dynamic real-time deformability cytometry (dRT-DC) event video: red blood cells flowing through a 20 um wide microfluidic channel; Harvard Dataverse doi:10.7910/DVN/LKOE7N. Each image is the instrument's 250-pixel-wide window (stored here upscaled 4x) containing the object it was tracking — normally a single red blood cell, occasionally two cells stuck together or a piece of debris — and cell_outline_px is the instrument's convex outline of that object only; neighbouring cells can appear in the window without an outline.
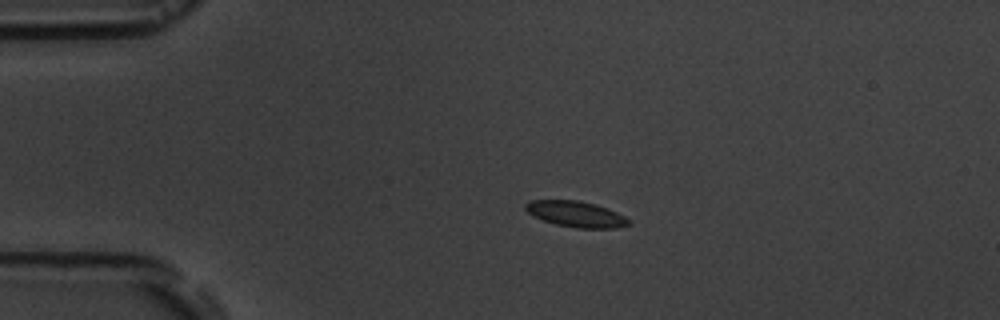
{"species": "common noctule bat (a hibernating species)", "species_latin": "Nyctalus noctula", "temperature_condition": "room temperature", "stored_images_in_passage": 14, "camera_frame_rate_fps": 3000, "um_per_image_px": 0.085, "animal": {"sex": "male", "body_mass_g": 19.5, "forearm_length_mm": 54.6}, "frame": {"image": 1, "passage_image": 2, "time_ms": 2.0, "image_size_px": [1000, 320], "cell_outline_px": [[632, 224], [616, 228], [576, 228], [556, 224], [532, 216], [524, 208], [524, 204], [528, 200], [576, 200], [596, 204], [608, 208], [632, 220]], "centroid_in_image_um": [48.97, 18.19], "position_along_channel_um": 36.0, "area_um2": 15.72}}
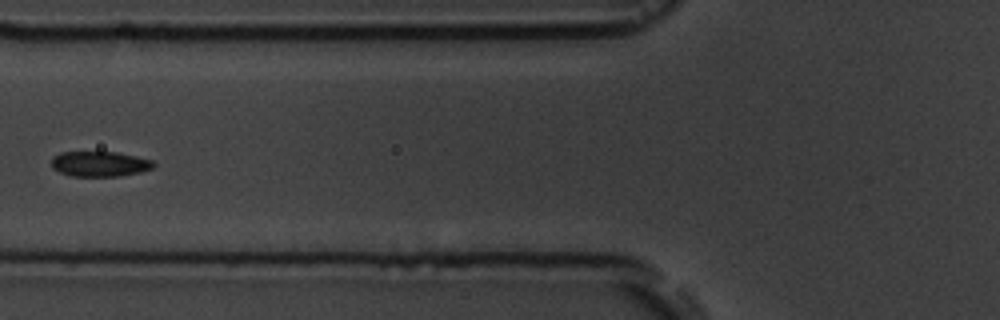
{"frame": {"image": 2, "passage_image": 5, "time_ms": 5.333, "image_size_px": [1000, 320], "cell_outline_px": [[156, 164], [152, 168], [140, 172], [120, 176], [72, 176], [60, 172], [52, 168], [52, 156], [60, 152], [116, 152], [136, 156], [152, 160]], "centroid_in_image_um": [8.47, 13.93], "position_along_channel_um": 117.3, "area_um2": 15.03}}
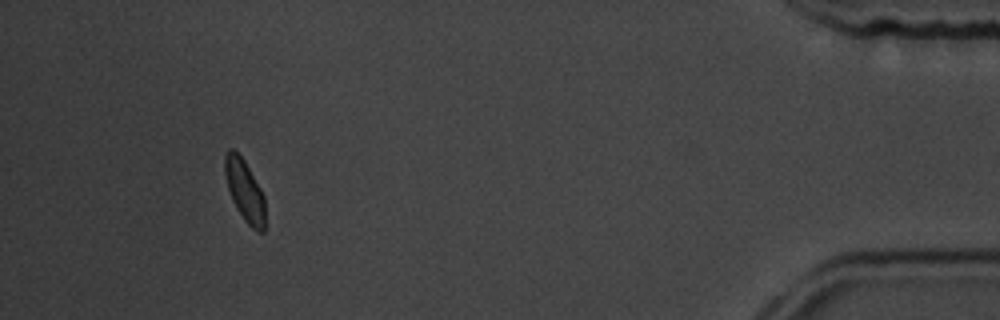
{"frame": {"image": 3, "passage_image": 13, "time_ms": 15.333, "image_size_px": [1000, 320], "cell_outline_px": [[264, 232], [256, 232], [244, 220], [236, 208], [232, 200], [228, 188], [224, 172], [224, 156], [228, 148], [232, 148], [244, 160], [260, 188], [264, 196]], "centroid_in_image_um": [20.78, 16.2], "position_along_channel_um": 414.4, "area_um2": 14.39}, "authors_computed_cell_mechanics": {"area_um2": 15.2592, "velocity_mm_per_s": 3.6219, "shape_relaxation_time_tau1_ms": 3.0817, "shape_relaxation_time_tau2_ms": null, "deformation_change_tau1": 0.0695, "deformation_change_tau2": null}}